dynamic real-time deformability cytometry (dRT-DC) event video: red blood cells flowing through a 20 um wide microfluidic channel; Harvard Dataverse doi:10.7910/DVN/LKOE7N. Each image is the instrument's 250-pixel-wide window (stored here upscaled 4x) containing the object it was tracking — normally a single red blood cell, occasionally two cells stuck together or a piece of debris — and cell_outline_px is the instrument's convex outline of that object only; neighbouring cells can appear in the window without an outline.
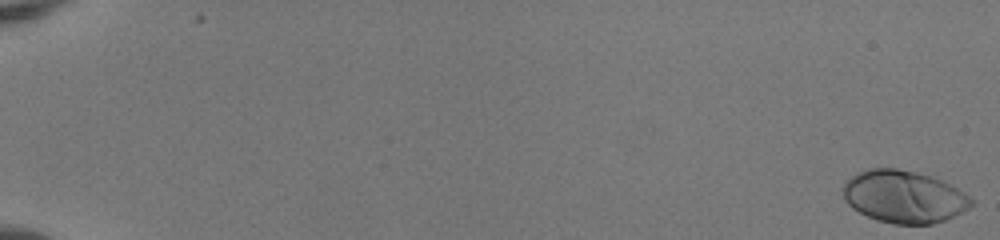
{"species": "human", "species_latin": "Homo sapiens", "temperature_condition": "room temperature", "stored_images_in_passage": 54, "camera_frame_rate_fps": 3000, "um_per_image_px": 0.085, "donor": {"sex": "female"}, "frame": {"image": 1, "passage_image": 1, "time_ms": 0.0, "image_size_px": [1000, 240], "cell_outline_px": [[976, 204], [944, 220], [932, 224], [896, 224], [876, 220], [852, 208], [844, 200], [844, 184], [852, 176], [868, 168], [896, 168], [916, 172], [932, 176], [964, 192], [976, 200]], "centroid_in_image_um": [76.85, 16.72], "position_along_channel_um": 8.1, "area_um2": 39.02}}
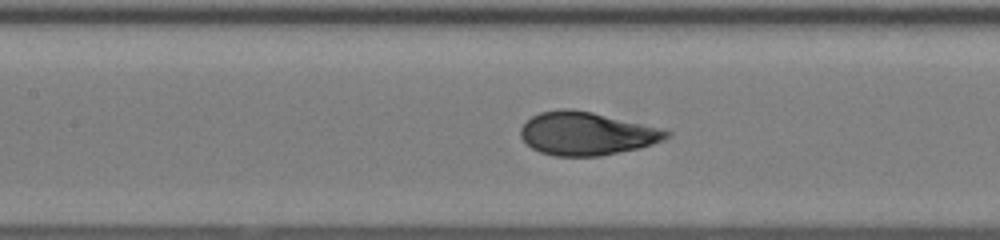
{"frame": {"image": 2, "passage_image": 28, "time_ms": 9.0, "image_size_px": [1000, 240], "cell_outline_px": [[672, 136], [664, 140], [640, 148], [600, 156], [552, 156], [540, 152], [532, 148], [520, 136], [520, 128], [532, 116], [540, 112], [560, 108], [568, 108], [592, 112], [664, 128], [672, 132]], "centroid_in_image_um": [49.9, 11.35], "position_along_channel_um": 157.5, "area_um2": 36.99}}
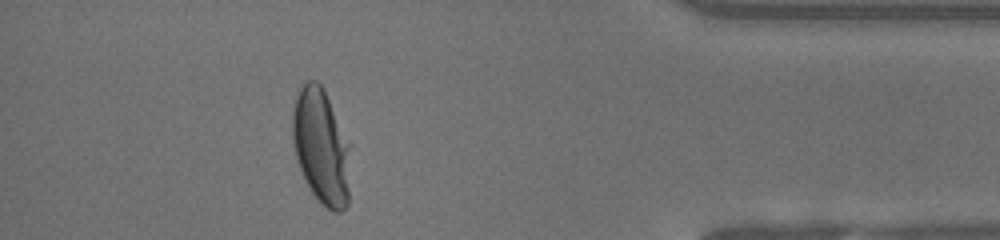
{"frame": {"image": 3, "passage_image": 49, "time_ms": 16.0, "image_size_px": [1000, 240], "cell_outline_px": [[352, 144], [348, 204], [340, 212], [332, 212], [320, 204], [312, 192], [296, 160], [292, 140], [292, 112], [296, 96], [300, 88], [308, 80], [316, 80], [324, 88]], "centroid_in_image_um": [27.34, 12.46], "position_along_channel_um": 407.9, "area_um2": 40.0}, "authors_computed_cell_mechanics": {"area_um2": 37.1365, "velocity_mm_per_s": 4.0279, "shape_relaxation_time_tau1_ms": 3.5402, "shape_relaxation_time_tau2_ms": null, "deformation_change_tau1": 0.2146, "deformation_change_tau2": null}}